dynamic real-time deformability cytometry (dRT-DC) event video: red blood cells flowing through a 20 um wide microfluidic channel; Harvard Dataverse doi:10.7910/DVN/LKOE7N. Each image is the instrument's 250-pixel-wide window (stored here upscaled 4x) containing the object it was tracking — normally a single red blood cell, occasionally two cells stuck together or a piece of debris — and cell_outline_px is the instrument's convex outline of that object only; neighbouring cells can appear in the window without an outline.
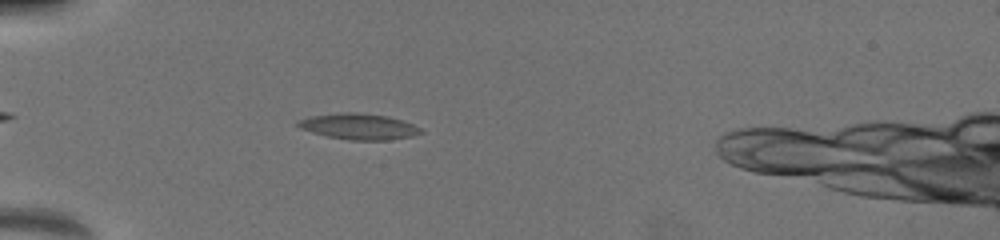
{"species": "common noctule bat (a hibernating species)", "species_latin": "Nyctalus noctula", "temperature_condition": "warm", "stored_images_in_passage": 16, "camera_frame_rate_fps": 3000, "um_per_image_px": 0.085, "animal": {"sex": "female", "body_mass_g": 19.5, "forearm_length_mm": 54.1}, "frame": {"image": 1, "passage_image": 5, "time_ms": 1.667, "image_size_px": [1000, 240], "cell_outline_px": [[424, 132], [412, 136], [388, 140], [352, 140], [328, 136], [312, 132], [300, 128], [296, 124], [300, 120], [312, 116], [344, 112], [356, 112], [388, 116], [412, 124], [420, 128]], "centroid_in_image_um": [30.52, 10.75], "position_along_channel_um": 54.5, "area_um2": 18.26}}
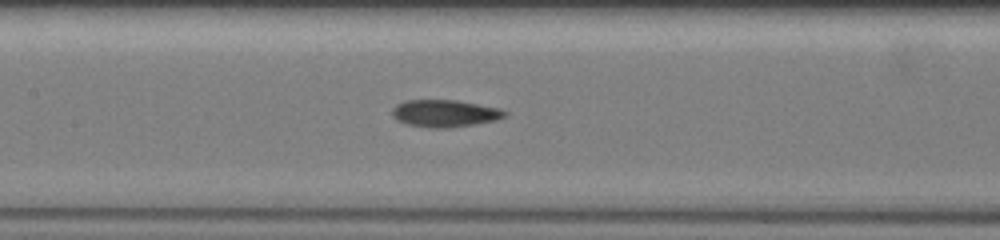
{"frame": {"image": 2, "passage_image": 12, "time_ms": 5.0, "image_size_px": [1000, 240], "cell_outline_px": [[508, 116], [496, 120], [472, 124], [444, 128], [428, 128], [408, 124], [400, 120], [392, 112], [392, 108], [396, 104], [404, 100], [456, 100], [500, 108], [508, 112]], "centroid_in_image_um": [37.85, 9.62], "position_along_channel_um": 169.6, "area_um2": 17.69}}
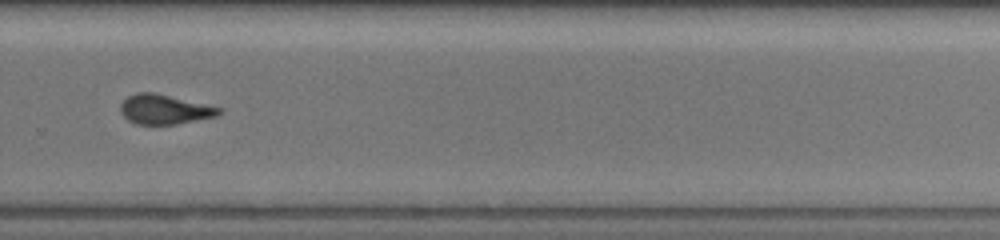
{"frame": {"image": 3, "passage_image": 16, "time_ms": 8.667, "image_size_px": [1000, 240], "cell_outline_px": [[224, 112], [216, 116], [176, 124], [136, 124], [128, 120], [120, 112], [120, 104], [128, 96], [136, 92], [156, 92], [224, 108]], "centroid_in_image_um": [14.01, 9.28], "position_along_channel_um": 315.8, "area_um2": 17.22}}